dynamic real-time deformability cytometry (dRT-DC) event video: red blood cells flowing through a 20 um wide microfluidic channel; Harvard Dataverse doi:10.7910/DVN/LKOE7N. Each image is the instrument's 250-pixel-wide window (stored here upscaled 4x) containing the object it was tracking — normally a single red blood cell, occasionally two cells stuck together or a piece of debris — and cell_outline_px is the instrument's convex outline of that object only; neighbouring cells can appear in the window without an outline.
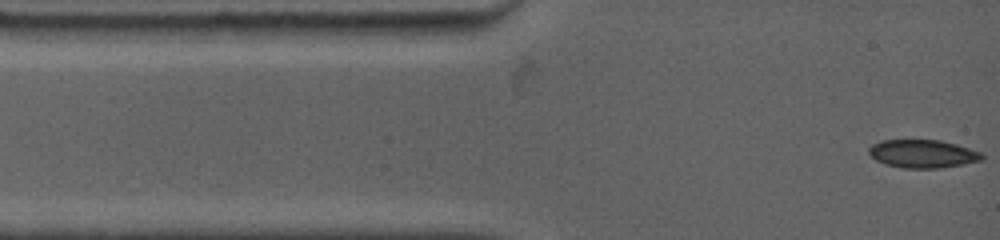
{"species": "common noctule bat (a hibernating species)", "species_latin": "Nyctalus noctula", "temperature_condition": "warm", "stored_images_in_passage": 6, "camera_frame_rate_fps": 4500, "um_per_image_px": 0.085, "animal": {"sex": "female", "body_mass_g": 19.0, "forearm_length_mm": 53.3}, "frame": {"image": 1, "passage_image": 1, "time_ms": 0.0, "image_size_px": [1000, 240], "cell_outline_px": [[984, 160], [940, 168], [904, 168], [884, 164], [876, 160], [868, 152], [868, 148], [872, 144], [880, 140], [940, 140], [956, 144], [980, 152], [984, 156]], "centroid_in_image_um": [78.41, 13.07], "position_along_channel_um": 6.6, "area_um2": 18.55}}
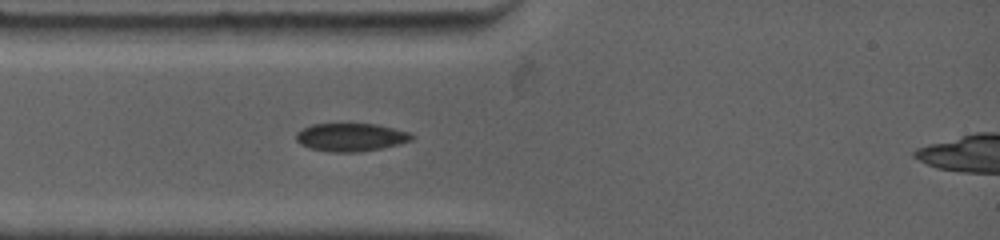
{"frame": {"image": 2, "passage_image": 6, "time_ms": 2.444, "image_size_px": [1000, 240], "cell_outline_px": [[412, 140], [400, 144], [360, 152], [328, 152], [308, 148], [300, 144], [296, 140], [296, 132], [312, 124], [376, 124], [408, 132], [412, 136]], "centroid_in_image_um": [29.77, 11.67], "position_along_channel_um": 55.2, "area_um2": 18.84}}